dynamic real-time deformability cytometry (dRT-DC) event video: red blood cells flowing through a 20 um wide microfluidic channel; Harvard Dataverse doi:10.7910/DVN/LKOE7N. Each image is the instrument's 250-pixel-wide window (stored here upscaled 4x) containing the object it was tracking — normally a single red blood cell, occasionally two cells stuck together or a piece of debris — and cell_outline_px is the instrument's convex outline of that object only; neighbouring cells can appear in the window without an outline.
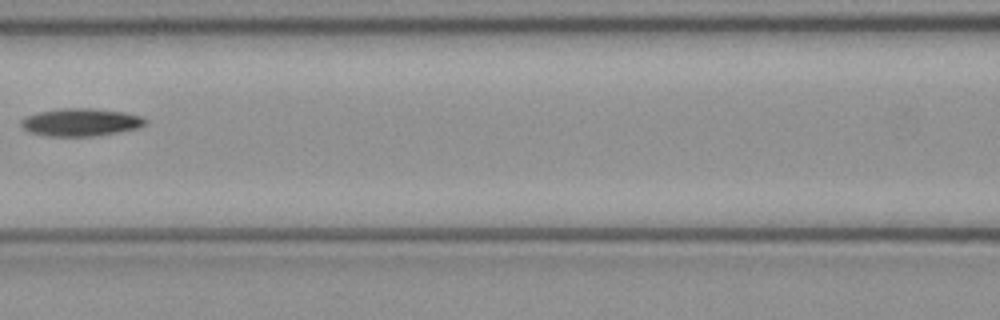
{"species": "common noctule bat (a hibernating species)", "species_latin": "Nyctalus noctula", "temperature_condition": "cold", "stored_images_in_passage": 4, "camera_frame_rate_fps": 3000, "um_per_image_px": 0.085, "animal": {"sex": "female", "body_mass_g": 21.9}, "frame": {"image": 1, "passage_image": 4, "time_ms": 1.0, "image_size_px": [1000, 320], "cell_outline_px": [[148, 124], [140, 128], [92, 136], [48, 136], [32, 132], [24, 128], [20, 124], [20, 120], [24, 116], [40, 112], [60, 108], [92, 108], [124, 112], [140, 116], [148, 120]], "centroid_in_image_um": [6.89, 10.38], "position_along_channel_um": 159.7, "area_um2": 20.06}}